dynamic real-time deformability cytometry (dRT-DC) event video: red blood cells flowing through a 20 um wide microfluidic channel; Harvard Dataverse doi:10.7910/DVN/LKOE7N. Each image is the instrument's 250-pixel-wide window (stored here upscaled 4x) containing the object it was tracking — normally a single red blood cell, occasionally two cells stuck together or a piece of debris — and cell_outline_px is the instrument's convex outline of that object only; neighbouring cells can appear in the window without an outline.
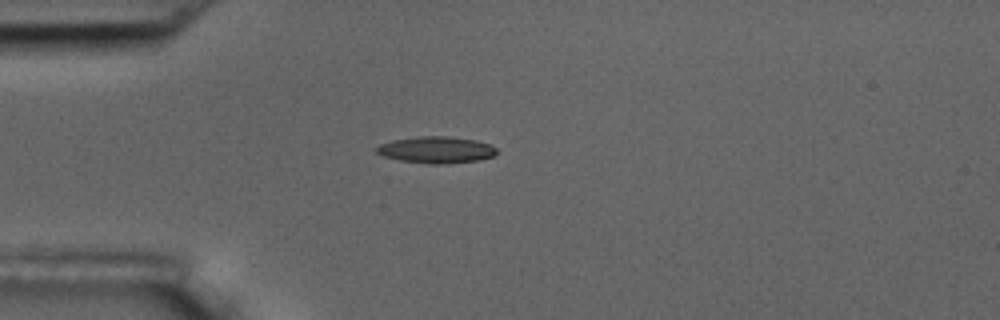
{"species": "common noctule bat (a hibernating species)", "species_latin": "Nyctalus noctula", "temperature_condition": "room temperature", "stored_images_in_passage": 1, "camera_frame_rate_fps": 3000, "um_per_image_px": 0.085, "animal": {"sex": "male", "body_mass_g": 17.5, "forearm_length_mm": 52.3}, "frame": {"image": 1, "passage_image": 1, "time_ms": 0.0, "image_size_px": [1000, 320], "cell_outline_px": [[500, 152], [492, 156], [480, 160], [444, 164], [428, 164], [400, 160], [384, 156], [376, 152], [376, 148], [380, 144], [392, 140], [420, 136], [448, 136], [476, 140], [488, 144], [496, 148]], "centroid_in_image_um": [37.1, 12.74], "position_along_channel_um": 47.9, "area_um2": 18.67}}